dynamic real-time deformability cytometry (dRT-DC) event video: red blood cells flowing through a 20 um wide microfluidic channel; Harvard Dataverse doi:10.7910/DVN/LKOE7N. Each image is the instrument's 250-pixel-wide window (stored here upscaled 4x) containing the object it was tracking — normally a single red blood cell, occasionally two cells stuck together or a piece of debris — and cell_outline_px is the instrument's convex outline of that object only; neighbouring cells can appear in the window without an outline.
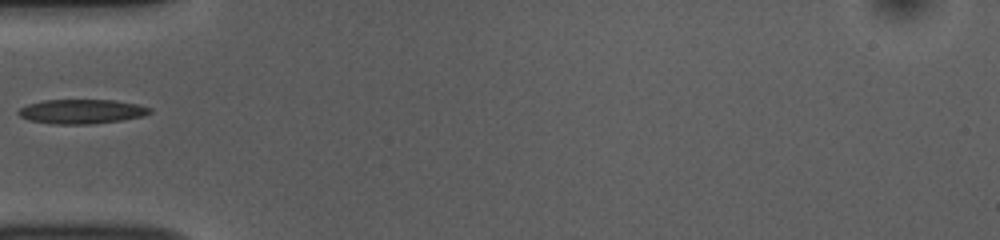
{"species": "common noctule bat (a hibernating species)", "species_latin": "Nyctalus noctula", "temperature_condition": "room temperature", "stored_images_in_passage": 36, "camera_frame_rate_fps": 3000, "um_per_image_px": 0.085, "animal": {"sex": "female", "body_mass_g": 10.0, "forearm_length_mm": 53.1}, "frame": {"image": 1, "passage_image": 1, "time_ms": 0.0, "image_size_px": [1000, 240], "cell_outline_px": [[152, 112], [144, 116], [120, 120], [92, 124], [52, 124], [28, 120], [20, 116], [16, 112], [20, 108], [28, 104], [44, 100], [116, 100], [136, 104], [152, 108]], "centroid_in_image_um": [6.93, 9.48], "position_along_channel_um": 78.1, "area_um2": 18.73}}
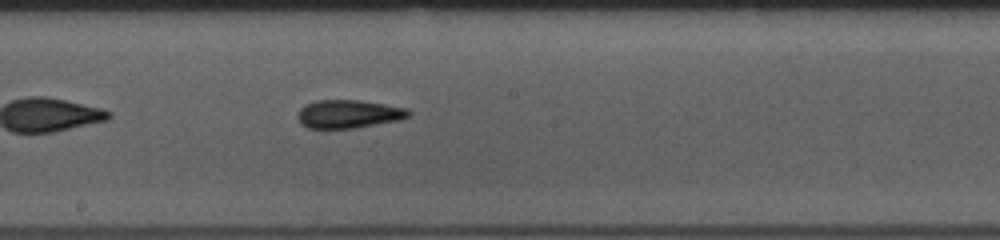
{"frame": {"image": 2, "passage_image": 12, "time_ms": 3.667, "image_size_px": [1000, 240], "cell_outline_px": [[412, 112], [408, 116], [400, 120], [356, 128], [308, 128], [300, 124], [296, 116], [300, 108], [304, 104], [316, 100], [360, 100], [408, 108]], "centroid_in_image_um": [29.61, 9.69], "position_along_channel_um": 218.6, "area_um2": 18.5}}
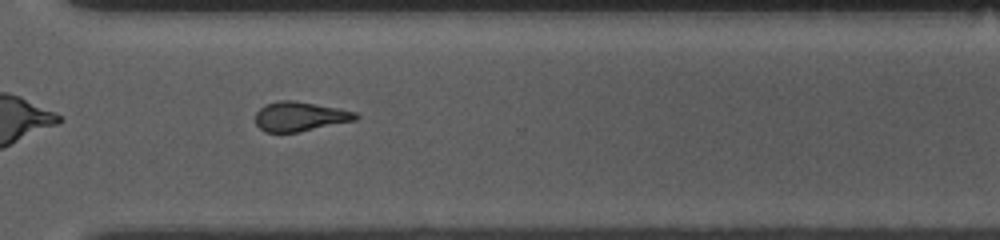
{"frame": {"image": 3, "passage_image": 22, "time_ms": 7.0, "image_size_px": [1000, 240], "cell_outline_px": [[360, 116], [356, 120], [296, 132], [264, 132], [256, 124], [256, 112], [264, 104], [280, 100], [292, 100], [336, 108], [356, 112]], "centroid_in_image_um": [25.46, 9.9], "position_along_channel_um": 345.1, "area_um2": 16.99}}